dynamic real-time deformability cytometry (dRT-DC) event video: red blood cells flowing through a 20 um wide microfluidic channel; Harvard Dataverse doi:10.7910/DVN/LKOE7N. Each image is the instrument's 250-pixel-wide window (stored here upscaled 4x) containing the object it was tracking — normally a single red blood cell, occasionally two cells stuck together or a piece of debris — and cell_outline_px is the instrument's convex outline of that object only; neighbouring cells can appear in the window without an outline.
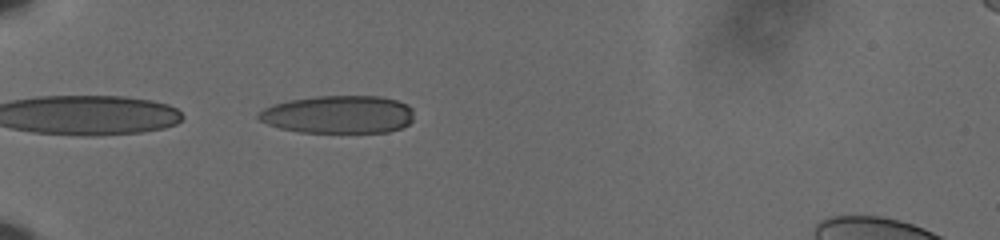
{"species": "human", "species_latin": "Homo sapiens", "temperature_condition": "cold", "stored_images_in_passage": 40, "camera_frame_rate_fps": 3000, "um_per_image_px": 0.085, "donor": {"sex": "male"}, "frame": {"image": 1, "passage_image": 1, "time_ms": 0.0, "image_size_px": [1000, 240], "cell_outline_px": [[412, 120], [408, 124], [400, 128], [388, 132], [300, 132], [280, 128], [268, 124], [260, 120], [256, 116], [264, 108], [272, 104], [288, 100], [316, 96], [380, 96], [396, 100], [408, 104], [412, 108]], "centroid_in_image_um": [28.76, 9.72], "position_along_channel_um": 56.2, "area_um2": 34.33}}
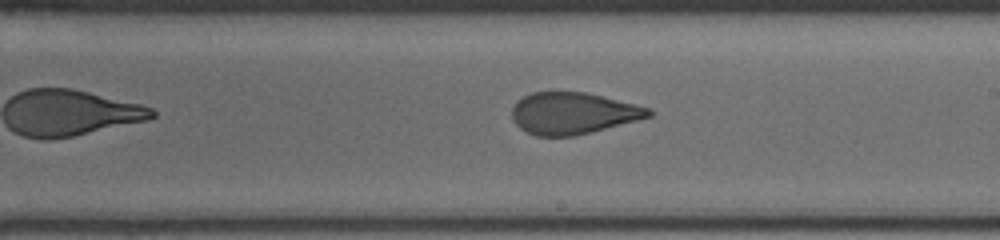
{"frame": {"image": 2, "passage_image": 18, "time_ms": 5.667, "image_size_px": [1000, 240], "cell_outline_px": [[652, 116], [572, 136], [536, 136], [520, 128], [512, 120], [512, 108], [516, 100], [532, 92], [584, 92], [652, 108]], "centroid_in_image_um": [48.66, 9.62], "position_along_channel_um": 240.3, "area_um2": 32.83}}
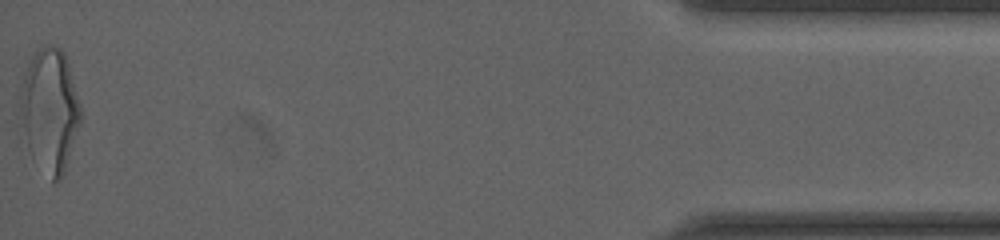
{"frame": {"image": 3, "passage_image": 40, "time_ms": 13.0, "image_size_px": [1000, 240], "cell_outline_px": [[80, 124], [64, 172], [60, 180], [52, 180], [28, 148], [20, 108], [20, 88], [28, 64], [32, 56], [44, 44], [48, 44], [60, 48], [64, 52], [68, 64], [80, 104]], "centroid_in_image_um": [4.24, 9.31], "position_along_channel_um": 431.0, "area_um2": 42.31}, "authors_computed_cell_mechanics": {"area_um2": 34.9979, "velocity_mm_per_s": 3.6368, "shape_relaxation_time_tau1_ms": 8.3283, "shape_relaxation_time_tau2_ms": 1.0276, "deformation_change_tau1": 0.2227, "deformation_change_tau2": 0.0784}}